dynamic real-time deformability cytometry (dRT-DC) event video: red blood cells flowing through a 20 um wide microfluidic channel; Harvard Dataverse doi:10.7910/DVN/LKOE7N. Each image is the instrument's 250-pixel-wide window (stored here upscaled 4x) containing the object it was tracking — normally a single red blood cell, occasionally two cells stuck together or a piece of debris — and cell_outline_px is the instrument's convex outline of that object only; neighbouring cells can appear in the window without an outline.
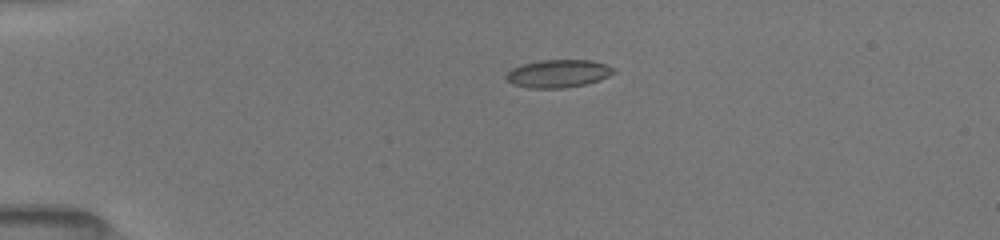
{"species": "common noctule bat (a hibernating species)", "species_latin": "Nyctalus noctula", "temperature_condition": "room temperature", "stored_images_in_passage": 6, "camera_frame_rate_fps": 3000, "um_per_image_px": 0.085, "animal": {"sex": "female", "body_mass_g": 19.5, "forearm_length_mm": 54.1}, "frame": {"image": 1, "passage_image": 4, "time_ms": 3.667, "image_size_px": [1000, 240], "cell_outline_px": [[616, 72], [600, 80], [584, 84], [564, 88], [528, 88], [512, 84], [504, 76], [512, 68], [524, 64], [540, 60], [592, 60], [616, 68]], "centroid_in_image_um": [47.46, 6.25], "position_along_channel_um": 37.5, "area_um2": 17.46}}
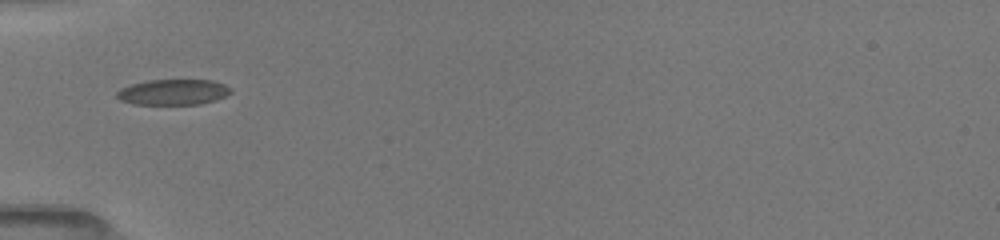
{"frame": {"image": 2, "passage_image": 6, "time_ms": 5.667, "image_size_px": [1000, 240], "cell_outline_px": [[232, 92], [216, 100], [200, 104], [132, 104], [120, 100], [116, 96], [116, 92], [120, 88], [132, 84], [148, 80], [212, 80], [224, 84], [232, 88]], "centroid_in_image_um": [14.72, 7.83], "position_along_channel_um": 70.3, "area_um2": 17.05}}